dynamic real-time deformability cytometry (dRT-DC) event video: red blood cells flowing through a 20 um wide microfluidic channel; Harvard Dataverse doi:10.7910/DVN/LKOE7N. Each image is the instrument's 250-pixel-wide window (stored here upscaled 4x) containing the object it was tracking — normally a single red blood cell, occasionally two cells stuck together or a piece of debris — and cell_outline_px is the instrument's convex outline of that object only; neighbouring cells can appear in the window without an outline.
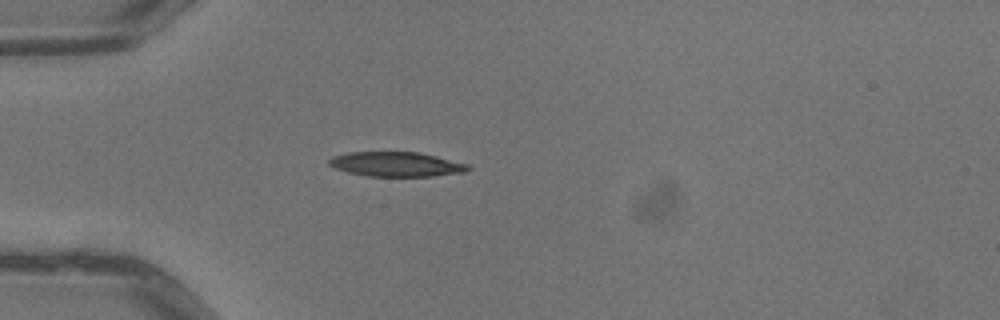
{"species": "common noctule bat (a hibernating species)", "species_latin": "Nyctalus noctula", "temperature_condition": "warm", "stored_images_in_passage": 1, "camera_frame_rate_fps": 3000, "um_per_image_px": 0.085, "animal": {"sex": "male", "body_mass_g": 13.3}, "frame": {"image": 1, "passage_image": 1, "time_ms": 0.0, "image_size_px": [1000, 320], "cell_outline_px": [[472, 168], [464, 172], [432, 176], [368, 176], [348, 172], [336, 168], [328, 164], [328, 160], [332, 156], [348, 152], [420, 152], [468, 164]], "centroid_in_image_um": [33.68, 13.95], "position_along_channel_um": 51.3, "area_um2": 19.88}}